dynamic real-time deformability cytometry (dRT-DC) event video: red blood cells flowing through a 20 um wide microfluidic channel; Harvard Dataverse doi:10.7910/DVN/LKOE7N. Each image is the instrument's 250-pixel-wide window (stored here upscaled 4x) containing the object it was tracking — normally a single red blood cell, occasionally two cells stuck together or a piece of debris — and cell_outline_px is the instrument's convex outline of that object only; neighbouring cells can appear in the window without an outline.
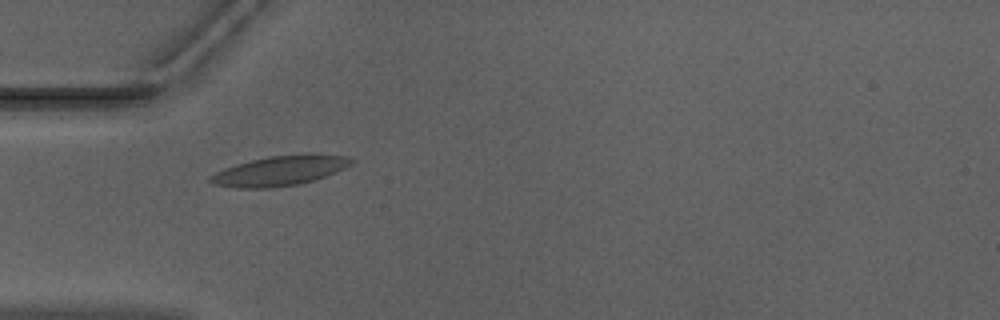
{"species": "Egyptian fruit bat (a non-hibernating species)", "species_latin": "Rousettus aegyptiacus", "temperature_condition": "warm", "stored_images_in_passage": 26, "camera_frame_rate_fps": 3000, "um_per_image_px": 0.085, "animal": {"sex": "male"}, "frame": {"image": 1, "passage_image": 1, "time_ms": 0.0, "image_size_px": [1000, 320], "cell_outline_px": [[356, 160], [352, 164], [336, 172], [312, 180], [296, 184], [268, 188], [236, 188], [212, 184], [208, 180], [208, 176], [224, 168], [236, 164], [268, 156], [348, 156]], "centroid_in_image_um": [23.69, 14.55], "position_along_channel_um": 61.3, "area_um2": 23.7}}
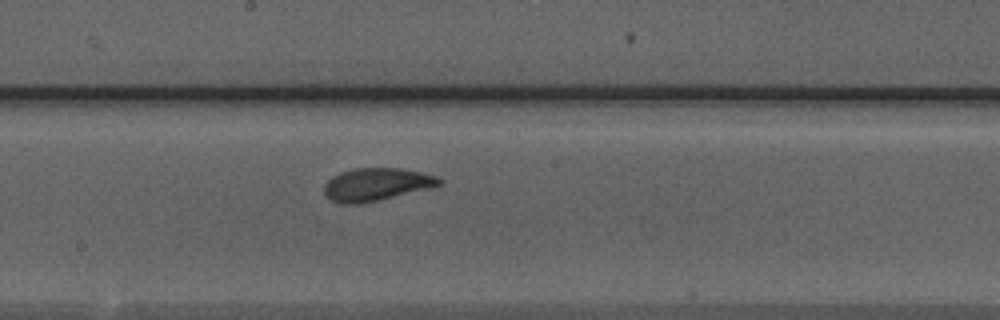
{"frame": {"image": 2, "passage_image": 13, "time_ms": 4.0, "image_size_px": [1000, 320], "cell_outline_px": [[444, 180], [440, 184], [428, 188], [376, 200], [356, 204], [344, 204], [332, 200], [324, 192], [324, 184], [332, 176], [340, 172], [356, 168], [400, 168], [420, 172], [436, 176]], "centroid_in_image_um": [31.96, 15.65], "position_along_channel_um": 216.2, "area_um2": 21.5}}
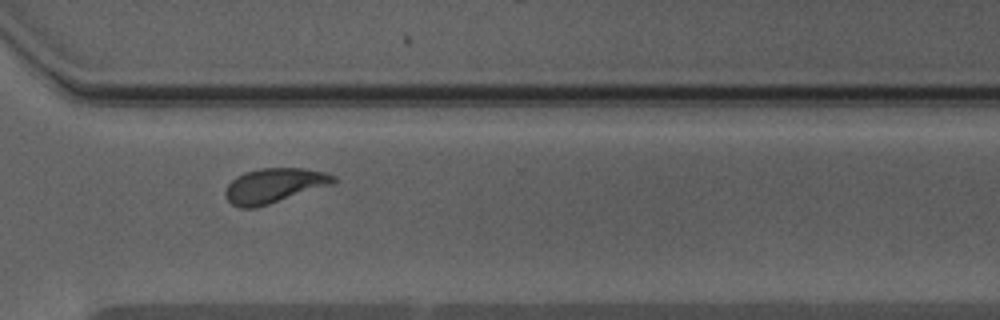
{"frame": {"image": 3, "passage_image": 23, "time_ms": 7.333, "image_size_px": [1000, 320], "cell_outline_px": [[336, 180], [332, 184], [256, 208], [240, 208], [232, 204], [224, 196], [224, 192], [228, 184], [236, 176], [244, 172], [260, 168], [304, 168], [324, 172], [336, 176]], "centroid_in_image_um": [23.26, 15.77], "position_along_channel_um": 347.3, "area_um2": 21.79}, "authors_computed_cell_mechanics": {"area_um2": 21.2415, "velocity_mm_per_s": 3.9303, "shape_relaxation_time_tau1_ms": 3.2493, "shape_relaxation_time_tau2_ms": 1.0409, "deformation_change_tau1": 0.1318, "deformation_change_tau2": 0.0645}}